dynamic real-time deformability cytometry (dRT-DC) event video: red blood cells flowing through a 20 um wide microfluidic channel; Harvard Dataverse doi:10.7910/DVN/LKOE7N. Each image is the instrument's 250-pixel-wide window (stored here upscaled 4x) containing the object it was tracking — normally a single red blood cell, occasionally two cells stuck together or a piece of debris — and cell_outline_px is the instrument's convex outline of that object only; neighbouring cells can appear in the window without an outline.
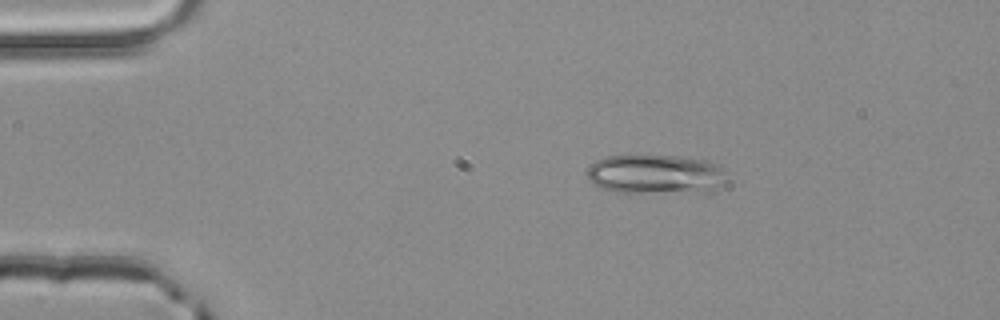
{"species": "common noctule bat (a hibernating species)", "species_latin": "Nyctalus noctula", "temperature_condition": "room temperature", "stored_images_in_passage": 43, "camera_frame_rate_fps": 3000, "um_per_image_px": 0.085, "animal": {"sex": "male", "body_mass_g": 20.4}, "frame": {"image": 1, "passage_image": 1, "time_ms": 0.0, "image_size_px": [1000, 320], "cell_outline_px": [[724, 184], [708, 192], [612, 192], [600, 188], [592, 184], [588, 176], [588, 168], [596, 160], [608, 156], [680, 156], [708, 160], [724, 168]], "centroid_in_image_um": [55.73, 14.81], "position_along_channel_um": 29.3, "area_um2": 32.08}}
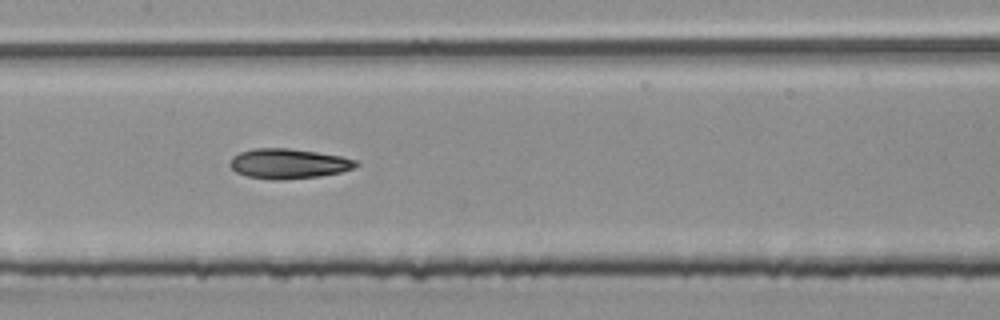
{"frame": {"image": 2, "passage_image": 17, "time_ms": 5.333, "image_size_px": [1000, 320], "cell_outline_px": [[360, 164], [352, 168], [340, 172], [320, 176], [280, 180], [272, 180], [248, 176], [236, 172], [228, 164], [232, 156], [240, 152], [252, 148], [288, 148], [316, 152], [340, 156], [356, 160]], "centroid_in_image_um": [24.48, 13.91], "position_along_channel_um": 182.9, "area_um2": 21.96}}
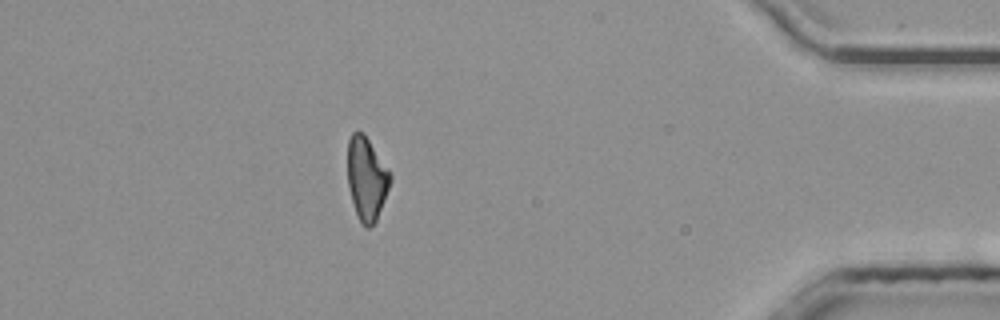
{"frame": {"image": 3, "passage_image": 37, "time_ms": 12.0, "image_size_px": [1000, 320], "cell_outline_px": [[392, 180], [376, 220], [368, 228], [364, 228], [356, 212], [348, 188], [348, 140], [352, 132], [360, 132], [368, 140], [388, 168], [392, 176]], "centroid_in_image_um": [31.16, 15.19], "position_along_channel_um": 404.0, "area_um2": 20.29}, "authors_computed_cell_mechanics": {"area_um2": 21.4438, "velocity_mm_per_s": 4.0423, "shape_relaxation_time_tau1_ms": null, "shape_relaxation_time_tau2_ms": 6.2375, "deformation_change_tau1": null, "deformation_change_tau2": 0.1329}}